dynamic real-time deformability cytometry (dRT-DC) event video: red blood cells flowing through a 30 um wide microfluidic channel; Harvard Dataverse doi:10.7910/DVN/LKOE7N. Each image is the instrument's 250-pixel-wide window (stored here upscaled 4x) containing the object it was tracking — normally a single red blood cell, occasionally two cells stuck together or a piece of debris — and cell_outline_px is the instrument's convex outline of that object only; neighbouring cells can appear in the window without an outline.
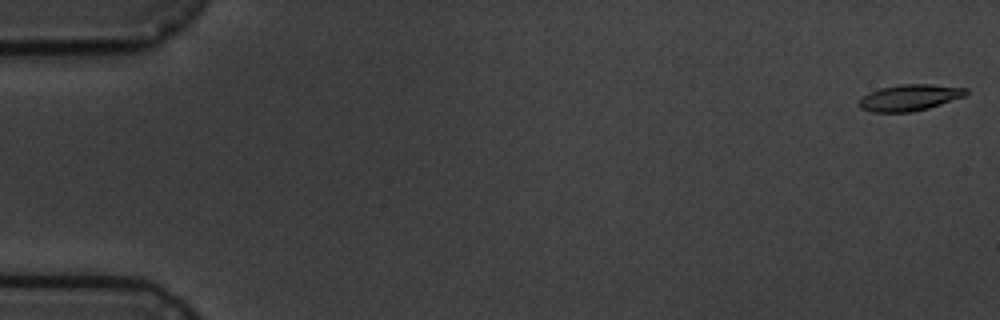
{"species": "common noctule bat (a hibernating species)", "species_latin": "Nyctalus noctula", "temperature_condition": "cold", "stored_images_in_passage": 8, "camera_frame_rate_fps": 3000, "um_per_image_px": 0.085, "animal": {"sex": "male", "body_mass_g": 19.5, "forearm_length_mm": 54.6}, "frame": {"image": 1, "passage_image": 1, "time_ms": 0.0, "image_size_px": [1000, 320], "cell_outline_px": [[968, 92], [964, 96], [928, 108], [912, 112], [872, 112], [860, 108], [860, 100], [868, 92], [880, 88], [900, 84], [932, 84], [968, 88]], "centroid_in_image_um": [77.32, 8.29], "position_along_channel_um": 7.7, "area_um2": 16.3}}
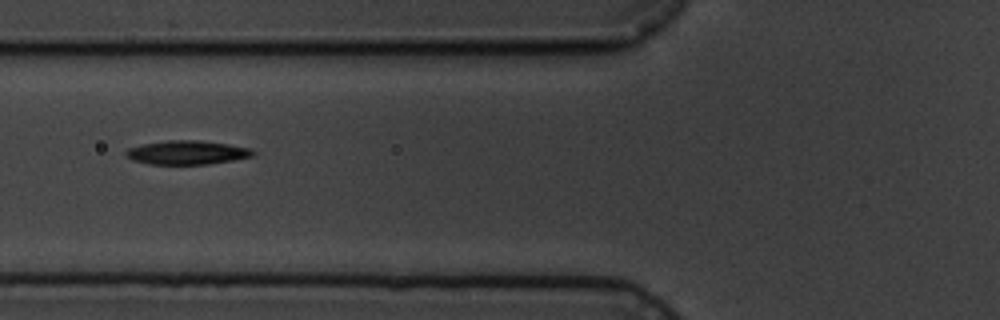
{"frame": {"image": 2, "passage_image": 6, "time_ms": 7.0, "image_size_px": [1000, 320], "cell_outline_px": [[256, 152], [252, 156], [232, 160], [208, 164], [148, 164], [132, 160], [124, 156], [124, 152], [128, 148], [144, 144], [168, 140], [200, 140], [228, 144], [252, 148]], "centroid_in_image_um": [15.88, 12.96], "position_along_channel_um": 109.9, "area_um2": 17.74}}
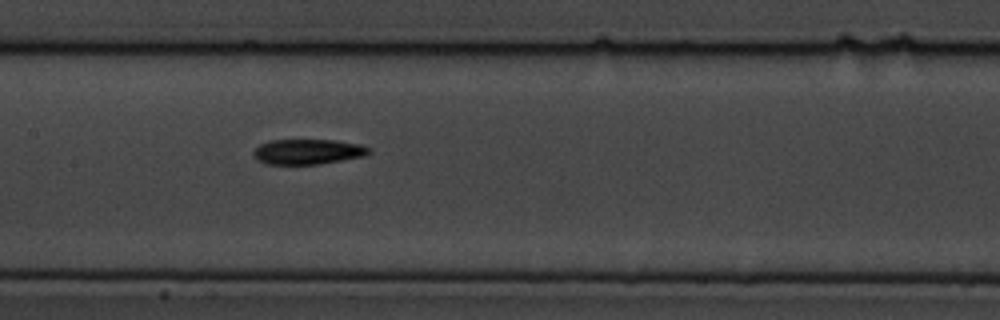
{"frame": {"image": 3, "passage_image": 8, "time_ms": 9.0, "image_size_px": [1000, 320], "cell_outline_px": [[372, 152], [364, 156], [320, 164], [268, 164], [260, 160], [252, 152], [260, 144], [272, 140], [336, 140], [360, 144], [372, 148]], "centroid_in_image_um": [26.24, 12.89], "position_along_channel_um": 181.2, "area_um2": 16.88}}